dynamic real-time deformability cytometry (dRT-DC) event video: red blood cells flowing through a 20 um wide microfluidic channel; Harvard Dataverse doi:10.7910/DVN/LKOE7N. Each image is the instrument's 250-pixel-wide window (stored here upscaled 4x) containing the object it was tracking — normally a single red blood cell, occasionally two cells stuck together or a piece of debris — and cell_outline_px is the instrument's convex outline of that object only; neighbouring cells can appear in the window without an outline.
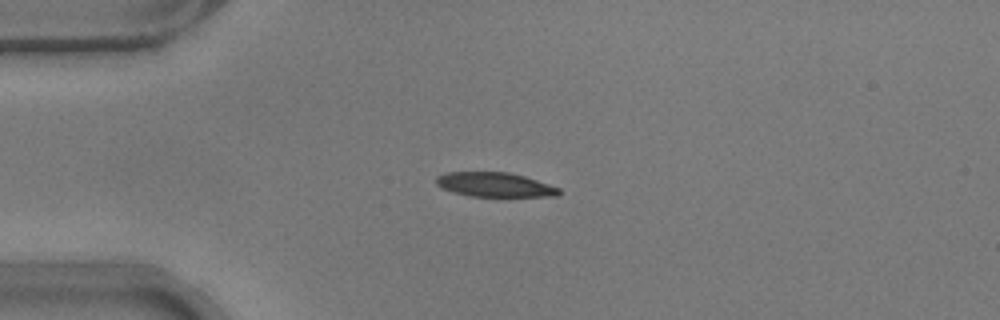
{"species": "common noctule bat (a hibernating species)", "species_latin": "Nyctalus noctula", "temperature_condition": "warm", "stored_images_in_passage": 35, "camera_frame_rate_fps": 3000, "um_per_image_px": 0.085, "animal": {"sex": "male", "body_mass_g": 17.9}, "frame": {"image": 1, "passage_image": 1, "time_ms": 0.0, "image_size_px": [1000, 320], "cell_outline_px": [[560, 192], [556, 196], [468, 196], [452, 192], [440, 188], [436, 184], [436, 176], [448, 172], [508, 172], [524, 176], [560, 188]], "centroid_in_image_um": [42.0, 15.69], "position_along_channel_um": 43.0, "area_um2": 17.4}}
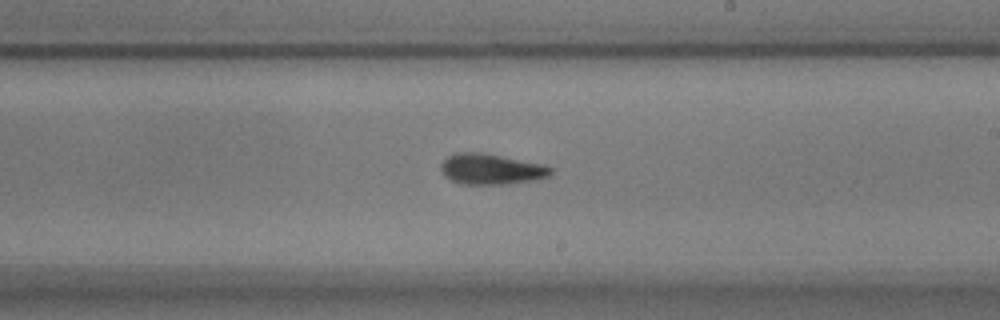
{"frame": {"image": 2, "passage_image": 19, "time_ms": 6.0, "image_size_px": [1000, 320], "cell_outline_px": [[552, 172], [548, 176], [532, 180], [500, 184], [460, 184], [444, 176], [440, 168], [440, 164], [448, 156], [456, 152], [476, 152], [500, 156], [544, 164], [552, 168]], "centroid_in_image_um": [41.7, 14.37], "position_along_channel_um": 247.3, "area_um2": 19.36}}
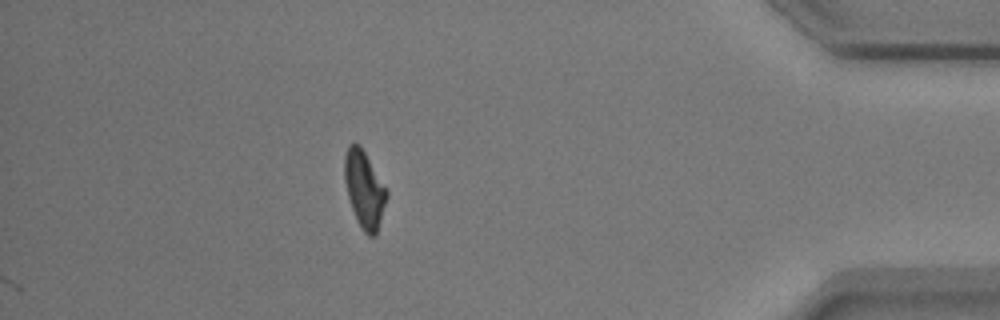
{"frame": {"image": 3, "passage_image": 35, "time_ms": 11.333, "image_size_px": [1000, 320], "cell_outline_px": [[388, 196], [376, 236], [368, 236], [360, 228], [356, 220], [348, 196], [344, 180], [344, 156], [348, 144], [360, 144], [388, 192]], "centroid_in_image_um": [30.96, 16.11], "position_along_channel_um": 404.2, "area_um2": 18.9}, "authors_computed_cell_mechanics": {"area_um2": 18.9006, "velocity_mm_per_s": 3.7803, "shape_relaxation_time_tau1_ms": 4.3568, "shape_relaxation_time_tau2_ms": 3.264, "deformation_change_tau1": 0.1687, "deformation_change_tau2": 0.1259}}